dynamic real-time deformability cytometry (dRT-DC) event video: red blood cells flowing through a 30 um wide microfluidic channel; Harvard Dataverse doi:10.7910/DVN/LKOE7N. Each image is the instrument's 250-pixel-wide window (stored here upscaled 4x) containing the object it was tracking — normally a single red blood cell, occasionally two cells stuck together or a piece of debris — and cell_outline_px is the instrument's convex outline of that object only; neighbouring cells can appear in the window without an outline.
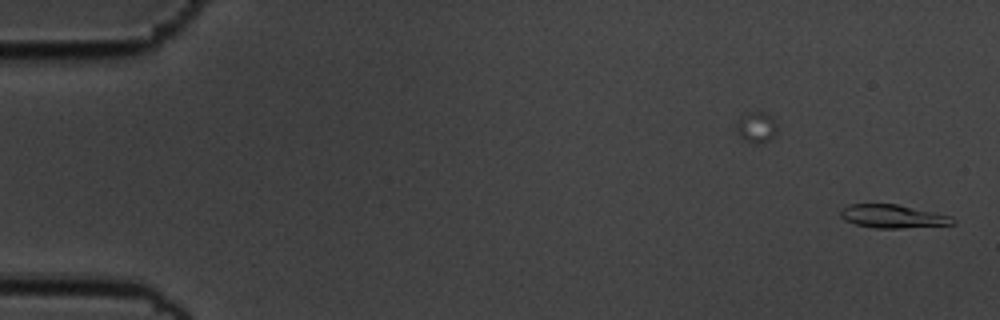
{"species": "common noctule bat (a hibernating species)", "species_latin": "Nyctalus noctula", "temperature_condition": "cold", "stored_images_in_passage": 56, "segment_of_instrument_passage": [1, 2], "camera_frame_rate_fps": 3000, "um_per_image_px": 0.085, "animal": {"sex": "male", "body_mass_g": 19.5, "forearm_length_mm": 54.6}, "frame": {"image": 1, "passage_image": 1, "time_ms": 0.0, "image_size_px": [1000, 320], "cell_outline_px": [[956, 224], [900, 228], [876, 228], [856, 224], [844, 220], [840, 216], [840, 212], [848, 204], [896, 204], [952, 216], [956, 220]], "centroid_in_image_um": [75.9, 18.39], "position_along_channel_um": 9.1, "area_um2": 15.14}}
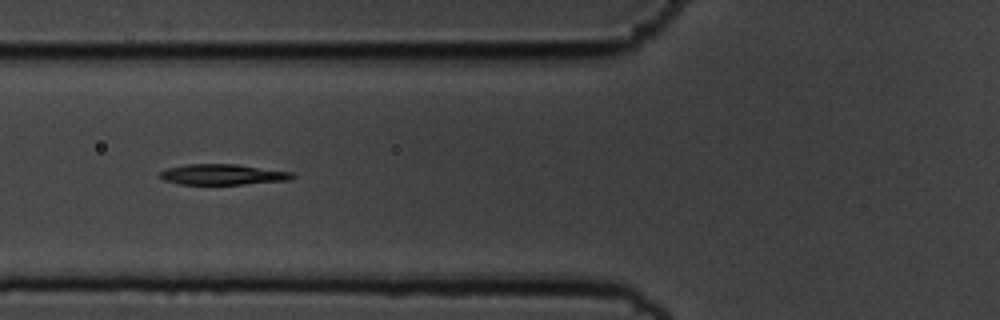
{"frame": {"image": 2, "passage_image": 21, "time_ms": 6.667, "image_size_px": [1000, 320], "cell_outline_px": [[296, 176], [288, 180], [244, 184], [180, 184], [164, 180], [156, 176], [160, 172], [168, 168], [188, 164], [236, 164], [292, 172]], "centroid_in_image_um": [18.9, 14.83], "position_along_channel_um": 106.9, "area_um2": 15.84}}
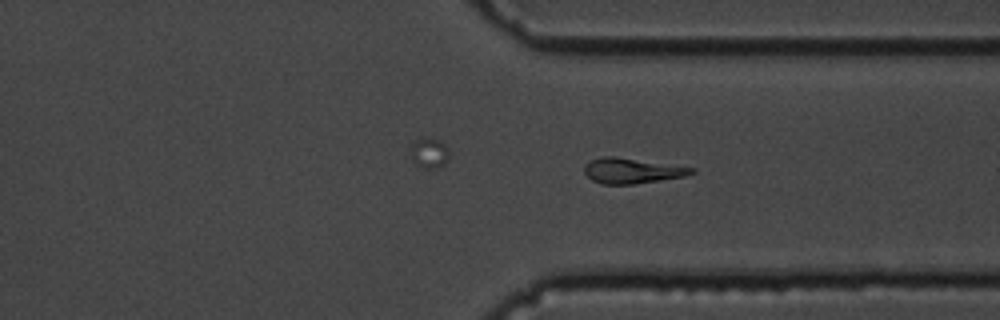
{"frame": {"image": 3, "passage_image": 42, "time_ms": 13.667, "image_size_px": [1000, 320], "cell_outline_px": [[696, 172], [688, 176], [632, 184], [600, 184], [592, 180], [584, 172], [584, 164], [592, 160], [604, 156], [612, 156], [696, 168]], "centroid_in_image_um": [53.73, 14.52], "position_along_channel_um": 357.7, "area_um2": 15.72}}